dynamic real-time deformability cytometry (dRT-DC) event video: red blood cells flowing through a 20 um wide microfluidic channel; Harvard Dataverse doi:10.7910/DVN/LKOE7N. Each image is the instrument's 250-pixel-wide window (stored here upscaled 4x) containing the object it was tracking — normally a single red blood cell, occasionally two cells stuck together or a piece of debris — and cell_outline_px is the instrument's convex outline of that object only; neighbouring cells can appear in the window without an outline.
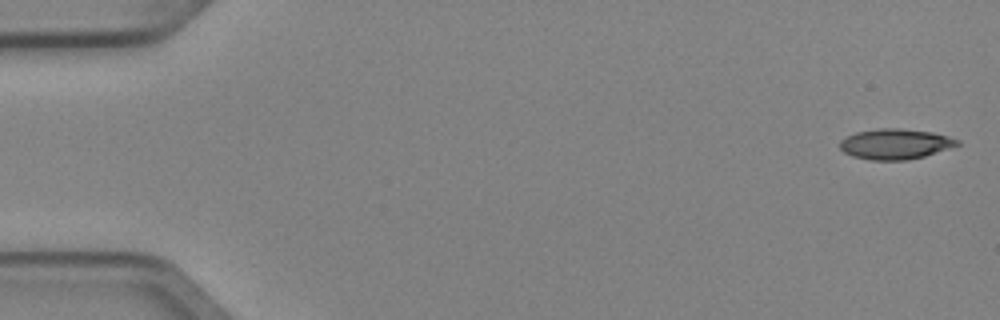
{"species": "Egyptian fruit bat (a non-hibernating species)", "species_latin": "Rousettus aegyptiacus", "temperature_condition": "cold", "stored_images_in_passage": 5, "segment_of_instrument_passage": [2, 2], "camera_frame_rate_fps": 3000, "um_per_image_px": 0.085, "animal": {"sex": "female"}, "frame": {"image": 1, "passage_image": 5, "time_ms": 1.333, "image_size_px": [1000, 320], "cell_outline_px": [[960, 144], [924, 156], [908, 160], [872, 160], [852, 156], [844, 152], [840, 148], [840, 140], [844, 136], [856, 132], [880, 128], [900, 128], [932, 132], [948, 136], [960, 140]], "centroid_in_image_um": [76.07, 12.23], "position_along_channel_um": 8.9, "area_um2": 20.81}}